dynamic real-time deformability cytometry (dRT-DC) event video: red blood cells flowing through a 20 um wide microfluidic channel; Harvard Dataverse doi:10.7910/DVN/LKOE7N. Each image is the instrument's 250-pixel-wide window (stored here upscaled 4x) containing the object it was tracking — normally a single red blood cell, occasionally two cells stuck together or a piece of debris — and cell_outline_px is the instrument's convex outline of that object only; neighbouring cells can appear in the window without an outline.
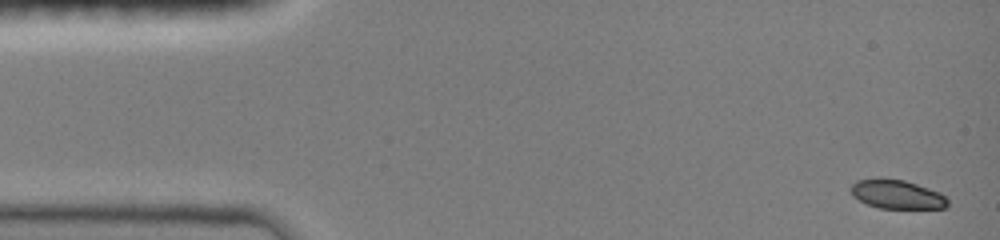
{"species": "common noctule bat (a hibernating species)", "species_latin": "Nyctalus noctula", "temperature_condition": "room temperature", "stored_images_in_passage": 37, "camera_frame_rate_fps": 3000, "um_per_image_px": 0.085, "animal": {"sex": "female", "body_mass_g": 19.0, "forearm_length_mm": 51.5}, "frame": {"image": 1, "passage_image": 1, "time_ms": 0.0, "image_size_px": [1000, 240], "cell_outline_px": [[948, 208], [880, 208], [868, 204], [852, 196], [848, 188], [856, 180], [876, 176], [904, 180], [940, 192], [948, 200]], "centroid_in_image_um": [76.18, 16.49], "position_along_channel_um": 8.8, "area_um2": 16.65}}
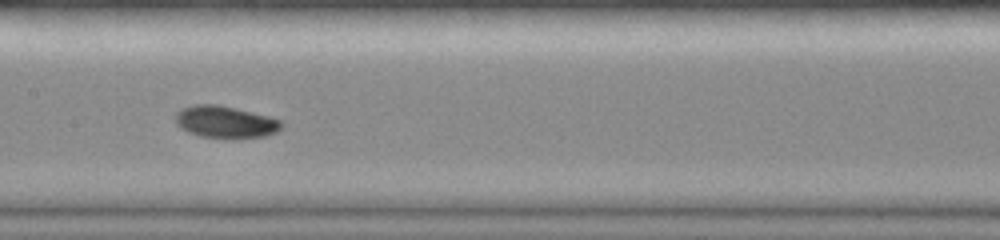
{"frame": {"image": 2, "passage_image": 20, "time_ms": 6.333, "image_size_px": [1000, 240], "cell_outline_px": [[284, 124], [276, 132], [264, 136], [236, 140], [200, 136], [188, 132], [180, 128], [176, 124], [176, 112], [184, 108], [196, 104], [216, 104], [268, 116], [280, 120]], "centroid_in_image_um": [19.16, 10.4], "position_along_channel_um": 188.2, "area_um2": 19.94}}
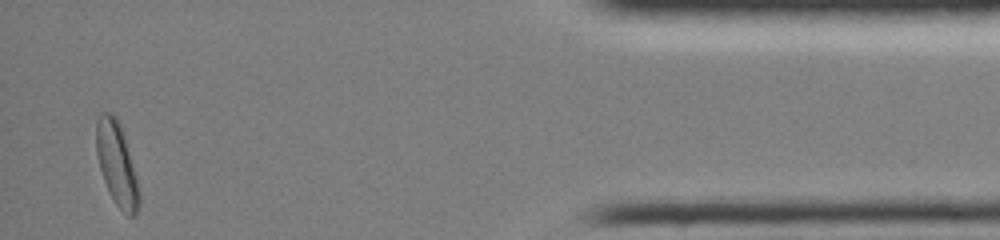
{"frame": {"image": 3, "passage_image": 37, "time_ms": 12.0, "image_size_px": [1000, 240], "cell_outline_px": [[140, 204], [136, 212], [132, 216], [128, 216], [116, 204], [104, 180], [100, 168], [96, 152], [96, 120], [100, 112], [112, 112], [116, 116], [120, 124], [124, 136], [140, 192]], "centroid_in_image_um": [9.91, 13.89], "position_along_channel_um": 425.3, "area_um2": 20.4}, "authors_computed_cell_mechanics": {"area_um2": 18.9006, "velocity_mm_per_s": 4.033, "shape_relaxation_time_tau1_ms": 4.4393, "shape_relaxation_time_tau2_ms": null, "deformation_change_tau1": 0.1302, "deformation_change_tau2": null}}